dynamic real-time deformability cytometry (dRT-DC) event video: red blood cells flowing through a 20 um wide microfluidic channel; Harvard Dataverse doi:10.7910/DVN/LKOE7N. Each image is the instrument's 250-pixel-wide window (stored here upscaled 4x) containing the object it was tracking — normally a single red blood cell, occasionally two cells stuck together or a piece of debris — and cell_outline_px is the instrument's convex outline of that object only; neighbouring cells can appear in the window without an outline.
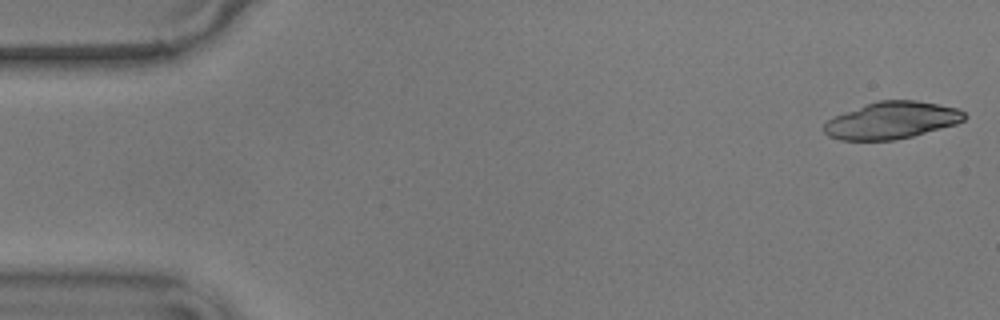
{"species": "common noctule bat (a hibernating species)", "species_latin": "Nyctalus noctula", "temperature_condition": "warm", "stored_images_in_passage": 19, "camera_frame_rate_fps": 3000, "um_per_image_px": 0.085, "animal": {"sex": "male", "body_mass_g": 17.9}, "frame": {"image": 1, "passage_image": 1, "time_ms": 0.0, "image_size_px": [1000, 320], "cell_outline_px": [[968, 116], [964, 120], [956, 124], [912, 136], [892, 140], [840, 140], [828, 136], [824, 132], [824, 124], [828, 120], [836, 116], [876, 100], [916, 100], [940, 104], [956, 108], [964, 112]], "centroid_in_image_um": [75.82, 10.22], "position_along_channel_um": 9.2, "area_um2": 30.11}}